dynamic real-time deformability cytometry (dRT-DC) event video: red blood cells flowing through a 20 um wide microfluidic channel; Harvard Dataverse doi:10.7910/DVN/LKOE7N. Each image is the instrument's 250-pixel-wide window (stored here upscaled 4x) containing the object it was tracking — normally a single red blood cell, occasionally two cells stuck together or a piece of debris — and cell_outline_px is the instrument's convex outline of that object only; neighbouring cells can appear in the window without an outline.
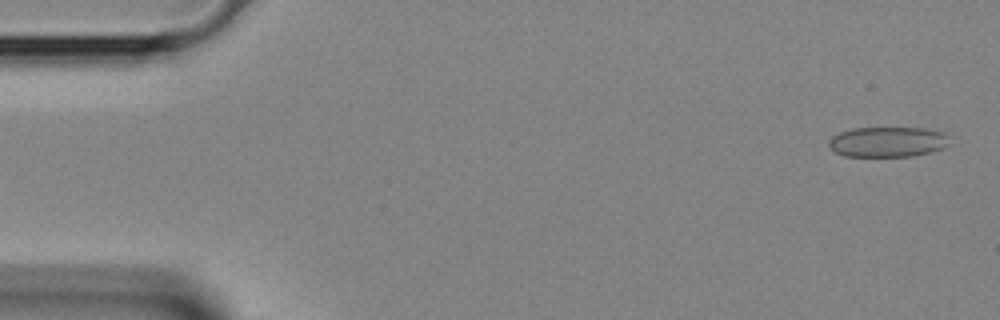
{"species": "Egyptian fruit bat (a non-hibernating species)", "species_latin": "Rousettus aegyptiacus", "temperature_condition": "room temperature", "stored_images_in_passage": 39, "camera_frame_rate_fps": 3000, "um_per_image_px": 0.085, "animal": {"sex": "female"}, "frame": {"image": 1, "passage_image": 1, "time_ms": 0.0, "image_size_px": [1000, 320], "cell_outline_px": [[952, 136], [940, 148], [928, 152], [912, 156], [844, 156], [836, 152], [828, 144], [828, 140], [832, 136], [840, 132], [852, 128], [928, 128], [944, 132]], "centroid_in_image_um": [75.43, 12.04], "position_along_channel_um": 9.6, "area_um2": 21.15}}
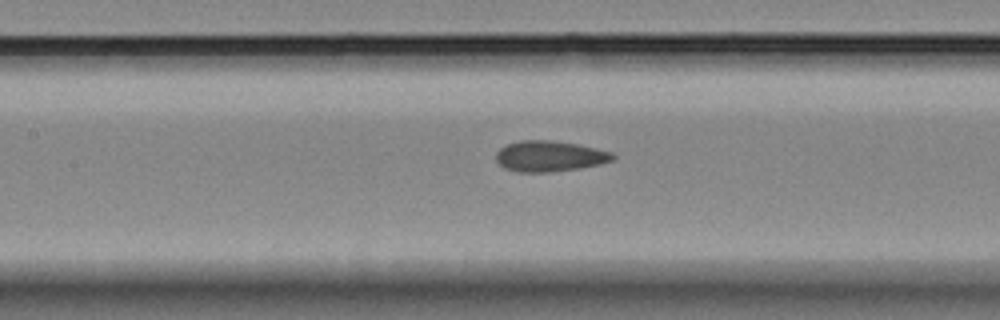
{"frame": {"image": 2, "passage_image": 17, "time_ms": 5.333, "image_size_px": [1000, 320], "cell_outline_px": [[616, 160], [600, 164], [580, 168], [548, 172], [516, 172], [504, 168], [496, 160], [496, 152], [500, 148], [508, 144], [520, 140], [552, 140], [576, 144], [612, 152], [616, 156]], "centroid_in_image_um": [46.72, 13.28], "position_along_channel_um": 160.7, "area_um2": 20.98}}
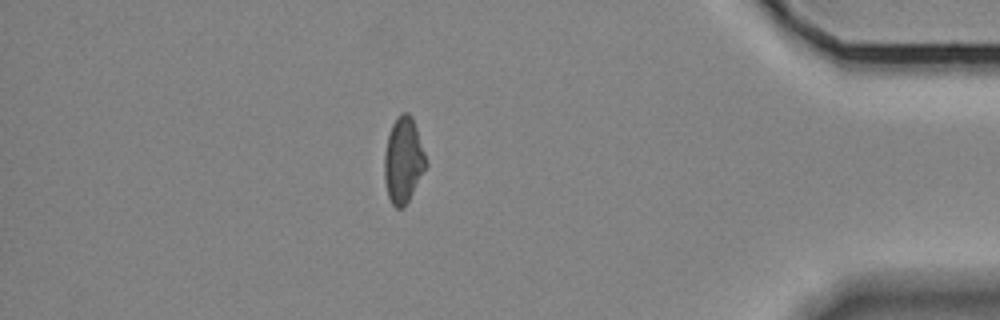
{"frame": {"image": 3, "passage_image": 34, "time_ms": 11.0, "image_size_px": [1000, 320], "cell_outline_px": [[428, 164], [408, 200], [400, 208], [396, 208], [392, 204], [388, 196], [384, 180], [384, 152], [388, 136], [392, 124], [396, 116], [400, 112], [408, 112], [412, 116]], "centroid_in_image_um": [34.26, 13.58], "position_along_channel_um": 400.9, "area_um2": 20.63}}